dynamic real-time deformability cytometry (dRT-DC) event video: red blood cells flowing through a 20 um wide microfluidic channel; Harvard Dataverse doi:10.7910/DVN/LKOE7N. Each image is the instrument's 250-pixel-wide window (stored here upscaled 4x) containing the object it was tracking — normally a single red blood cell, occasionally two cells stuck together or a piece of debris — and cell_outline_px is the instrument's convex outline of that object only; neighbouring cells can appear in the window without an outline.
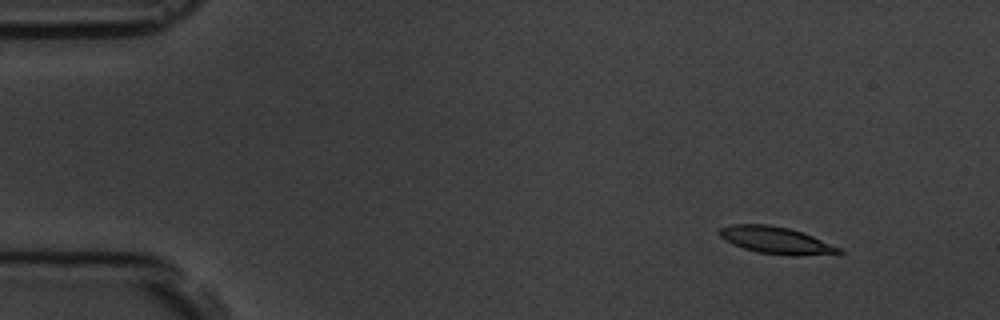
{"species": "common noctule bat (a hibernating species)", "species_latin": "Nyctalus noctula", "temperature_condition": "room temperature", "stored_images_in_passage": 4, "camera_frame_rate_fps": 3000, "um_per_image_px": 0.085, "animal": {"sex": "male", "body_mass_g": 19.5, "forearm_length_mm": 54.6}, "frame": {"image": 1, "passage_image": 2, "time_ms": 1.0, "image_size_px": [1000, 320], "cell_outline_px": [[844, 252], [796, 256], [788, 256], [756, 252], [732, 244], [724, 240], [716, 232], [720, 228], [732, 224], [768, 224], [788, 228], [812, 236], [844, 248]], "centroid_in_image_um": [65.94, 20.43], "position_along_channel_um": 19.1, "area_um2": 18.9}}